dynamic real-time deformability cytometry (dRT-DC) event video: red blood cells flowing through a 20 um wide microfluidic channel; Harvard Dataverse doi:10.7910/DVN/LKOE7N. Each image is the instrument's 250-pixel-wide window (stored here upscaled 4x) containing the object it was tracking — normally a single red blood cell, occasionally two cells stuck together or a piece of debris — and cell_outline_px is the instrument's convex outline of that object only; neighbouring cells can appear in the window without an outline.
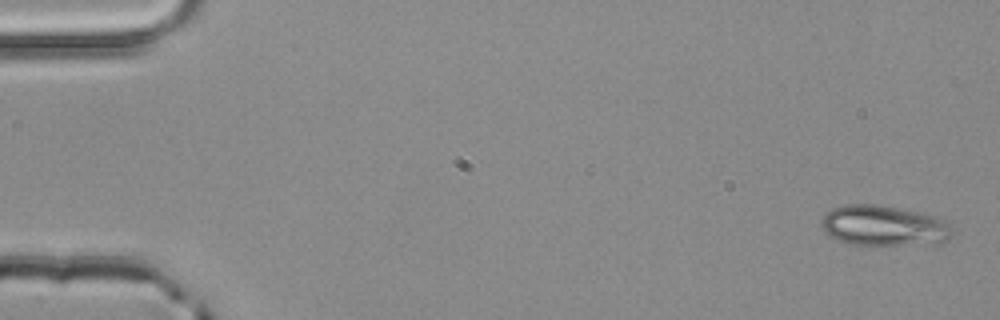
{"species": "common noctule bat (a hibernating species)", "species_latin": "Nyctalus noctula", "temperature_condition": "room temperature", "stored_images_in_passage": 4, "camera_frame_rate_fps": 3000, "um_per_image_px": 0.085, "animal": {"sex": "male", "body_mass_g": 20.4}, "frame": {"image": 1, "passage_image": 1, "time_ms": 0.0, "image_size_px": [1000, 320], "cell_outline_px": [[956, 232], [948, 240], [936, 248], [848, 244], [824, 232], [820, 224], [820, 220], [832, 208], [844, 204], [876, 204], [920, 212], [936, 216], [952, 224]], "centroid_in_image_um": [75.29, 19.25], "position_along_channel_um": 9.7, "area_um2": 32.6}}